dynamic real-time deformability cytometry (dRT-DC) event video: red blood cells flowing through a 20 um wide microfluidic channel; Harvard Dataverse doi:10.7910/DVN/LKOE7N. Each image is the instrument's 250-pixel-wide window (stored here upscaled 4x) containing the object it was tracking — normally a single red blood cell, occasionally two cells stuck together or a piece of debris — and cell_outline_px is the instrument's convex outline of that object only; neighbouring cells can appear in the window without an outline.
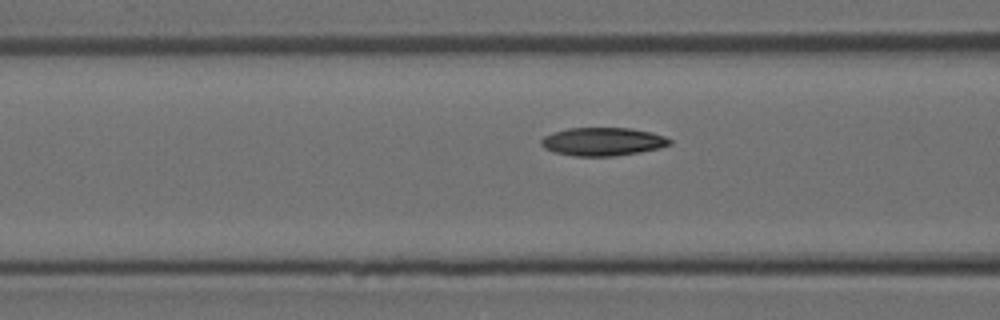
{"species": "Egyptian fruit bat (a non-hibernating species)", "species_latin": "Rousettus aegyptiacus", "temperature_condition": "room temperature", "stored_images_in_passage": 3, "camera_frame_rate_fps": 3000, "um_per_image_px": 0.085, "animal": {"sex": "female"}, "frame": {"image": 1, "passage_image": 3, "time_ms": 0.667, "image_size_px": [1000, 320], "cell_outline_px": [[672, 144], [660, 148], [640, 152], [616, 156], [576, 156], [552, 152], [544, 148], [540, 144], [540, 140], [544, 136], [552, 132], [568, 128], [632, 128], [652, 132], [664, 136], [672, 140]], "centroid_in_image_um": [51.23, 12.04], "position_along_channel_um": 115.4, "area_um2": 21.39}}